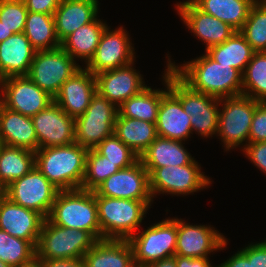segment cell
<instances>
[{
  "label": "cell",
  "mask_w": 266,
  "mask_h": 267,
  "mask_svg": "<svg viewBox=\"0 0 266 267\" xmlns=\"http://www.w3.org/2000/svg\"><path fill=\"white\" fill-rule=\"evenodd\" d=\"M169 90L191 118L192 132L207 138L218 131L220 99L193 90L169 67Z\"/></svg>",
  "instance_id": "cell-5"
},
{
  "label": "cell",
  "mask_w": 266,
  "mask_h": 267,
  "mask_svg": "<svg viewBox=\"0 0 266 267\" xmlns=\"http://www.w3.org/2000/svg\"><path fill=\"white\" fill-rule=\"evenodd\" d=\"M199 10L240 31L256 0H190Z\"/></svg>",
  "instance_id": "cell-30"
},
{
  "label": "cell",
  "mask_w": 266,
  "mask_h": 267,
  "mask_svg": "<svg viewBox=\"0 0 266 267\" xmlns=\"http://www.w3.org/2000/svg\"><path fill=\"white\" fill-rule=\"evenodd\" d=\"M23 33L37 51L61 46L56 34L54 15L28 11Z\"/></svg>",
  "instance_id": "cell-34"
},
{
  "label": "cell",
  "mask_w": 266,
  "mask_h": 267,
  "mask_svg": "<svg viewBox=\"0 0 266 267\" xmlns=\"http://www.w3.org/2000/svg\"><path fill=\"white\" fill-rule=\"evenodd\" d=\"M88 149L76 142L39 148L35 166L60 191L81 189Z\"/></svg>",
  "instance_id": "cell-2"
},
{
  "label": "cell",
  "mask_w": 266,
  "mask_h": 267,
  "mask_svg": "<svg viewBox=\"0 0 266 267\" xmlns=\"http://www.w3.org/2000/svg\"><path fill=\"white\" fill-rule=\"evenodd\" d=\"M27 14L24 0H0V21L14 34L24 32Z\"/></svg>",
  "instance_id": "cell-40"
},
{
  "label": "cell",
  "mask_w": 266,
  "mask_h": 267,
  "mask_svg": "<svg viewBox=\"0 0 266 267\" xmlns=\"http://www.w3.org/2000/svg\"><path fill=\"white\" fill-rule=\"evenodd\" d=\"M45 267H86L83 258L42 260Z\"/></svg>",
  "instance_id": "cell-47"
},
{
  "label": "cell",
  "mask_w": 266,
  "mask_h": 267,
  "mask_svg": "<svg viewBox=\"0 0 266 267\" xmlns=\"http://www.w3.org/2000/svg\"><path fill=\"white\" fill-rule=\"evenodd\" d=\"M242 151L254 165L266 174V141L243 145Z\"/></svg>",
  "instance_id": "cell-42"
},
{
  "label": "cell",
  "mask_w": 266,
  "mask_h": 267,
  "mask_svg": "<svg viewBox=\"0 0 266 267\" xmlns=\"http://www.w3.org/2000/svg\"><path fill=\"white\" fill-rule=\"evenodd\" d=\"M61 0H24L26 8L30 12L54 15Z\"/></svg>",
  "instance_id": "cell-44"
},
{
  "label": "cell",
  "mask_w": 266,
  "mask_h": 267,
  "mask_svg": "<svg viewBox=\"0 0 266 267\" xmlns=\"http://www.w3.org/2000/svg\"><path fill=\"white\" fill-rule=\"evenodd\" d=\"M253 267H266V240L253 244Z\"/></svg>",
  "instance_id": "cell-46"
},
{
  "label": "cell",
  "mask_w": 266,
  "mask_h": 267,
  "mask_svg": "<svg viewBox=\"0 0 266 267\" xmlns=\"http://www.w3.org/2000/svg\"><path fill=\"white\" fill-rule=\"evenodd\" d=\"M126 267H142L138 262L132 261L128 266Z\"/></svg>",
  "instance_id": "cell-52"
},
{
  "label": "cell",
  "mask_w": 266,
  "mask_h": 267,
  "mask_svg": "<svg viewBox=\"0 0 266 267\" xmlns=\"http://www.w3.org/2000/svg\"><path fill=\"white\" fill-rule=\"evenodd\" d=\"M145 267H177V264L175 257L172 256L169 258L158 260L157 262H153Z\"/></svg>",
  "instance_id": "cell-48"
},
{
  "label": "cell",
  "mask_w": 266,
  "mask_h": 267,
  "mask_svg": "<svg viewBox=\"0 0 266 267\" xmlns=\"http://www.w3.org/2000/svg\"><path fill=\"white\" fill-rule=\"evenodd\" d=\"M94 194L118 199L153 200L149 173L140 159L104 180Z\"/></svg>",
  "instance_id": "cell-15"
},
{
  "label": "cell",
  "mask_w": 266,
  "mask_h": 267,
  "mask_svg": "<svg viewBox=\"0 0 266 267\" xmlns=\"http://www.w3.org/2000/svg\"><path fill=\"white\" fill-rule=\"evenodd\" d=\"M256 2L266 7V0H256Z\"/></svg>",
  "instance_id": "cell-53"
},
{
  "label": "cell",
  "mask_w": 266,
  "mask_h": 267,
  "mask_svg": "<svg viewBox=\"0 0 266 267\" xmlns=\"http://www.w3.org/2000/svg\"><path fill=\"white\" fill-rule=\"evenodd\" d=\"M191 117L185 113L180 100L168 90L161 99L156 122L159 137L187 141L191 137Z\"/></svg>",
  "instance_id": "cell-22"
},
{
  "label": "cell",
  "mask_w": 266,
  "mask_h": 267,
  "mask_svg": "<svg viewBox=\"0 0 266 267\" xmlns=\"http://www.w3.org/2000/svg\"><path fill=\"white\" fill-rule=\"evenodd\" d=\"M108 25L98 17L91 23L78 28L61 42V47L73 59H83L85 65L94 56L100 37Z\"/></svg>",
  "instance_id": "cell-31"
},
{
  "label": "cell",
  "mask_w": 266,
  "mask_h": 267,
  "mask_svg": "<svg viewBox=\"0 0 266 267\" xmlns=\"http://www.w3.org/2000/svg\"><path fill=\"white\" fill-rule=\"evenodd\" d=\"M2 106H3V97H2V91H0V110Z\"/></svg>",
  "instance_id": "cell-54"
},
{
  "label": "cell",
  "mask_w": 266,
  "mask_h": 267,
  "mask_svg": "<svg viewBox=\"0 0 266 267\" xmlns=\"http://www.w3.org/2000/svg\"><path fill=\"white\" fill-rule=\"evenodd\" d=\"M45 218L38 212L22 207L6 196L0 201V230L30 241L37 246Z\"/></svg>",
  "instance_id": "cell-20"
},
{
  "label": "cell",
  "mask_w": 266,
  "mask_h": 267,
  "mask_svg": "<svg viewBox=\"0 0 266 267\" xmlns=\"http://www.w3.org/2000/svg\"><path fill=\"white\" fill-rule=\"evenodd\" d=\"M128 34L123 26L115 30L107 26L100 37L94 56L85 68L97 75L134 62L135 49Z\"/></svg>",
  "instance_id": "cell-14"
},
{
  "label": "cell",
  "mask_w": 266,
  "mask_h": 267,
  "mask_svg": "<svg viewBox=\"0 0 266 267\" xmlns=\"http://www.w3.org/2000/svg\"><path fill=\"white\" fill-rule=\"evenodd\" d=\"M120 169L95 148L89 149L86 156L85 174L81 189L94 191L104 180Z\"/></svg>",
  "instance_id": "cell-37"
},
{
  "label": "cell",
  "mask_w": 266,
  "mask_h": 267,
  "mask_svg": "<svg viewBox=\"0 0 266 267\" xmlns=\"http://www.w3.org/2000/svg\"><path fill=\"white\" fill-rule=\"evenodd\" d=\"M5 197V187L0 183V201Z\"/></svg>",
  "instance_id": "cell-51"
},
{
  "label": "cell",
  "mask_w": 266,
  "mask_h": 267,
  "mask_svg": "<svg viewBox=\"0 0 266 267\" xmlns=\"http://www.w3.org/2000/svg\"><path fill=\"white\" fill-rule=\"evenodd\" d=\"M217 267H253V243L238 250Z\"/></svg>",
  "instance_id": "cell-43"
},
{
  "label": "cell",
  "mask_w": 266,
  "mask_h": 267,
  "mask_svg": "<svg viewBox=\"0 0 266 267\" xmlns=\"http://www.w3.org/2000/svg\"><path fill=\"white\" fill-rule=\"evenodd\" d=\"M0 267H11V266L6 264L5 262L0 261Z\"/></svg>",
  "instance_id": "cell-55"
},
{
  "label": "cell",
  "mask_w": 266,
  "mask_h": 267,
  "mask_svg": "<svg viewBox=\"0 0 266 267\" xmlns=\"http://www.w3.org/2000/svg\"><path fill=\"white\" fill-rule=\"evenodd\" d=\"M184 142L157 137L140 156L144 167L183 166L190 164L194 158L187 149Z\"/></svg>",
  "instance_id": "cell-28"
},
{
  "label": "cell",
  "mask_w": 266,
  "mask_h": 267,
  "mask_svg": "<svg viewBox=\"0 0 266 267\" xmlns=\"http://www.w3.org/2000/svg\"><path fill=\"white\" fill-rule=\"evenodd\" d=\"M21 267H45V266H44V263L42 262V260L35 257L32 261H30L26 264H23Z\"/></svg>",
  "instance_id": "cell-50"
},
{
  "label": "cell",
  "mask_w": 266,
  "mask_h": 267,
  "mask_svg": "<svg viewBox=\"0 0 266 267\" xmlns=\"http://www.w3.org/2000/svg\"><path fill=\"white\" fill-rule=\"evenodd\" d=\"M97 240L87 231L60 227L44 220L36 246L40 260L80 259Z\"/></svg>",
  "instance_id": "cell-6"
},
{
  "label": "cell",
  "mask_w": 266,
  "mask_h": 267,
  "mask_svg": "<svg viewBox=\"0 0 266 267\" xmlns=\"http://www.w3.org/2000/svg\"><path fill=\"white\" fill-rule=\"evenodd\" d=\"M114 134L139 158L158 137L156 124L128 117L116 118Z\"/></svg>",
  "instance_id": "cell-29"
},
{
  "label": "cell",
  "mask_w": 266,
  "mask_h": 267,
  "mask_svg": "<svg viewBox=\"0 0 266 267\" xmlns=\"http://www.w3.org/2000/svg\"><path fill=\"white\" fill-rule=\"evenodd\" d=\"M101 239H129L138 230L153 200L95 196ZM152 202V203H151Z\"/></svg>",
  "instance_id": "cell-3"
},
{
  "label": "cell",
  "mask_w": 266,
  "mask_h": 267,
  "mask_svg": "<svg viewBox=\"0 0 266 267\" xmlns=\"http://www.w3.org/2000/svg\"><path fill=\"white\" fill-rule=\"evenodd\" d=\"M95 149L108 161L114 163L119 169L127 168L139 160L127 145H125L115 134L105 138Z\"/></svg>",
  "instance_id": "cell-39"
},
{
  "label": "cell",
  "mask_w": 266,
  "mask_h": 267,
  "mask_svg": "<svg viewBox=\"0 0 266 267\" xmlns=\"http://www.w3.org/2000/svg\"><path fill=\"white\" fill-rule=\"evenodd\" d=\"M174 257L177 267H213L209 257L190 258L180 255H174Z\"/></svg>",
  "instance_id": "cell-45"
},
{
  "label": "cell",
  "mask_w": 266,
  "mask_h": 267,
  "mask_svg": "<svg viewBox=\"0 0 266 267\" xmlns=\"http://www.w3.org/2000/svg\"><path fill=\"white\" fill-rule=\"evenodd\" d=\"M206 54L217 63L230 65L244 73L255 51L245 37L235 31L225 42L208 48Z\"/></svg>",
  "instance_id": "cell-32"
},
{
  "label": "cell",
  "mask_w": 266,
  "mask_h": 267,
  "mask_svg": "<svg viewBox=\"0 0 266 267\" xmlns=\"http://www.w3.org/2000/svg\"><path fill=\"white\" fill-rule=\"evenodd\" d=\"M59 191L34 166L29 173L5 188V196L10 201L34 210L47 219Z\"/></svg>",
  "instance_id": "cell-12"
},
{
  "label": "cell",
  "mask_w": 266,
  "mask_h": 267,
  "mask_svg": "<svg viewBox=\"0 0 266 267\" xmlns=\"http://www.w3.org/2000/svg\"><path fill=\"white\" fill-rule=\"evenodd\" d=\"M128 242L133 251V260L145 267L153 262L175 255L177 245V217L157 222L139 234L132 235Z\"/></svg>",
  "instance_id": "cell-8"
},
{
  "label": "cell",
  "mask_w": 266,
  "mask_h": 267,
  "mask_svg": "<svg viewBox=\"0 0 266 267\" xmlns=\"http://www.w3.org/2000/svg\"><path fill=\"white\" fill-rule=\"evenodd\" d=\"M39 148L65 146L75 142V118L53 102L32 117Z\"/></svg>",
  "instance_id": "cell-16"
},
{
  "label": "cell",
  "mask_w": 266,
  "mask_h": 267,
  "mask_svg": "<svg viewBox=\"0 0 266 267\" xmlns=\"http://www.w3.org/2000/svg\"><path fill=\"white\" fill-rule=\"evenodd\" d=\"M48 219L60 227L87 231L96 240H100L94 191L83 189L59 191Z\"/></svg>",
  "instance_id": "cell-4"
},
{
  "label": "cell",
  "mask_w": 266,
  "mask_h": 267,
  "mask_svg": "<svg viewBox=\"0 0 266 267\" xmlns=\"http://www.w3.org/2000/svg\"><path fill=\"white\" fill-rule=\"evenodd\" d=\"M242 95L266 102V52H255L242 74Z\"/></svg>",
  "instance_id": "cell-35"
},
{
  "label": "cell",
  "mask_w": 266,
  "mask_h": 267,
  "mask_svg": "<svg viewBox=\"0 0 266 267\" xmlns=\"http://www.w3.org/2000/svg\"><path fill=\"white\" fill-rule=\"evenodd\" d=\"M0 138L7 146L25 148L33 152L39 149L32 118L4 106L0 110Z\"/></svg>",
  "instance_id": "cell-25"
},
{
  "label": "cell",
  "mask_w": 266,
  "mask_h": 267,
  "mask_svg": "<svg viewBox=\"0 0 266 267\" xmlns=\"http://www.w3.org/2000/svg\"><path fill=\"white\" fill-rule=\"evenodd\" d=\"M2 145H3V143H2L1 138H0V148H1Z\"/></svg>",
  "instance_id": "cell-56"
},
{
  "label": "cell",
  "mask_w": 266,
  "mask_h": 267,
  "mask_svg": "<svg viewBox=\"0 0 266 267\" xmlns=\"http://www.w3.org/2000/svg\"><path fill=\"white\" fill-rule=\"evenodd\" d=\"M117 115L118 107L96 92L86 111L75 118V142L94 149L114 134Z\"/></svg>",
  "instance_id": "cell-10"
},
{
  "label": "cell",
  "mask_w": 266,
  "mask_h": 267,
  "mask_svg": "<svg viewBox=\"0 0 266 267\" xmlns=\"http://www.w3.org/2000/svg\"><path fill=\"white\" fill-rule=\"evenodd\" d=\"M36 49L24 33L13 34L0 43V80L27 76Z\"/></svg>",
  "instance_id": "cell-23"
},
{
  "label": "cell",
  "mask_w": 266,
  "mask_h": 267,
  "mask_svg": "<svg viewBox=\"0 0 266 267\" xmlns=\"http://www.w3.org/2000/svg\"><path fill=\"white\" fill-rule=\"evenodd\" d=\"M61 46L51 50L36 51L28 77L52 97L63 83L81 66Z\"/></svg>",
  "instance_id": "cell-11"
},
{
  "label": "cell",
  "mask_w": 266,
  "mask_h": 267,
  "mask_svg": "<svg viewBox=\"0 0 266 267\" xmlns=\"http://www.w3.org/2000/svg\"><path fill=\"white\" fill-rule=\"evenodd\" d=\"M14 33L8 30L3 23L0 21V43L5 41L8 37L12 36Z\"/></svg>",
  "instance_id": "cell-49"
},
{
  "label": "cell",
  "mask_w": 266,
  "mask_h": 267,
  "mask_svg": "<svg viewBox=\"0 0 266 267\" xmlns=\"http://www.w3.org/2000/svg\"><path fill=\"white\" fill-rule=\"evenodd\" d=\"M95 93V76L81 67L63 83L54 102L70 117L77 118L86 111Z\"/></svg>",
  "instance_id": "cell-21"
},
{
  "label": "cell",
  "mask_w": 266,
  "mask_h": 267,
  "mask_svg": "<svg viewBox=\"0 0 266 267\" xmlns=\"http://www.w3.org/2000/svg\"><path fill=\"white\" fill-rule=\"evenodd\" d=\"M260 102L245 95L220 99L217 136L226 151L248 144L249 132L256 106Z\"/></svg>",
  "instance_id": "cell-7"
},
{
  "label": "cell",
  "mask_w": 266,
  "mask_h": 267,
  "mask_svg": "<svg viewBox=\"0 0 266 267\" xmlns=\"http://www.w3.org/2000/svg\"><path fill=\"white\" fill-rule=\"evenodd\" d=\"M163 80L164 90L147 86L118 107L117 117L136 118L156 124L162 96L169 90V67L165 69Z\"/></svg>",
  "instance_id": "cell-26"
},
{
  "label": "cell",
  "mask_w": 266,
  "mask_h": 267,
  "mask_svg": "<svg viewBox=\"0 0 266 267\" xmlns=\"http://www.w3.org/2000/svg\"><path fill=\"white\" fill-rule=\"evenodd\" d=\"M35 166V152L13 146L0 148V183L6 188L29 173Z\"/></svg>",
  "instance_id": "cell-33"
},
{
  "label": "cell",
  "mask_w": 266,
  "mask_h": 267,
  "mask_svg": "<svg viewBox=\"0 0 266 267\" xmlns=\"http://www.w3.org/2000/svg\"><path fill=\"white\" fill-rule=\"evenodd\" d=\"M227 240L214 227L191 225L177 218V245L175 255L198 258L209 257L208 254L224 250Z\"/></svg>",
  "instance_id": "cell-17"
},
{
  "label": "cell",
  "mask_w": 266,
  "mask_h": 267,
  "mask_svg": "<svg viewBox=\"0 0 266 267\" xmlns=\"http://www.w3.org/2000/svg\"><path fill=\"white\" fill-rule=\"evenodd\" d=\"M3 106L27 117H33L54 102L28 76H11L0 80Z\"/></svg>",
  "instance_id": "cell-13"
},
{
  "label": "cell",
  "mask_w": 266,
  "mask_h": 267,
  "mask_svg": "<svg viewBox=\"0 0 266 267\" xmlns=\"http://www.w3.org/2000/svg\"><path fill=\"white\" fill-rule=\"evenodd\" d=\"M36 257V247L27 240L0 230V261L11 267H21Z\"/></svg>",
  "instance_id": "cell-36"
},
{
  "label": "cell",
  "mask_w": 266,
  "mask_h": 267,
  "mask_svg": "<svg viewBox=\"0 0 266 267\" xmlns=\"http://www.w3.org/2000/svg\"><path fill=\"white\" fill-rule=\"evenodd\" d=\"M175 6L191 33L206 44L205 50L222 44L235 32L225 22L199 10L190 0L177 3Z\"/></svg>",
  "instance_id": "cell-19"
},
{
  "label": "cell",
  "mask_w": 266,
  "mask_h": 267,
  "mask_svg": "<svg viewBox=\"0 0 266 267\" xmlns=\"http://www.w3.org/2000/svg\"><path fill=\"white\" fill-rule=\"evenodd\" d=\"M239 32L255 52H266V7L255 2Z\"/></svg>",
  "instance_id": "cell-38"
},
{
  "label": "cell",
  "mask_w": 266,
  "mask_h": 267,
  "mask_svg": "<svg viewBox=\"0 0 266 267\" xmlns=\"http://www.w3.org/2000/svg\"><path fill=\"white\" fill-rule=\"evenodd\" d=\"M134 62L95 76L96 92L119 107L125 100L139 94L145 84L142 74L132 66Z\"/></svg>",
  "instance_id": "cell-18"
},
{
  "label": "cell",
  "mask_w": 266,
  "mask_h": 267,
  "mask_svg": "<svg viewBox=\"0 0 266 267\" xmlns=\"http://www.w3.org/2000/svg\"><path fill=\"white\" fill-rule=\"evenodd\" d=\"M167 57L166 66L193 90L217 99L242 95V73L230 65L217 63L206 53L180 66Z\"/></svg>",
  "instance_id": "cell-1"
},
{
  "label": "cell",
  "mask_w": 266,
  "mask_h": 267,
  "mask_svg": "<svg viewBox=\"0 0 266 267\" xmlns=\"http://www.w3.org/2000/svg\"><path fill=\"white\" fill-rule=\"evenodd\" d=\"M149 173L150 191L157 194L189 195L211 184L210 178L201 172L196 160L183 166L145 167Z\"/></svg>",
  "instance_id": "cell-9"
},
{
  "label": "cell",
  "mask_w": 266,
  "mask_h": 267,
  "mask_svg": "<svg viewBox=\"0 0 266 267\" xmlns=\"http://www.w3.org/2000/svg\"><path fill=\"white\" fill-rule=\"evenodd\" d=\"M98 0H61L54 13L60 43L83 25L93 22L99 11Z\"/></svg>",
  "instance_id": "cell-24"
},
{
  "label": "cell",
  "mask_w": 266,
  "mask_h": 267,
  "mask_svg": "<svg viewBox=\"0 0 266 267\" xmlns=\"http://www.w3.org/2000/svg\"><path fill=\"white\" fill-rule=\"evenodd\" d=\"M86 267H126L133 261L128 239H101L83 256Z\"/></svg>",
  "instance_id": "cell-27"
},
{
  "label": "cell",
  "mask_w": 266,
  "mask_h": 267,
  "mask_svg": "<svg viewBox=\"0 0 266 267\" xmlns=\"http://www.w3.org/2000/svg\"><path fill=\"white\" fill-rule=\"evenodd\" d=\"M266 141V102H260L252 118L248 143Z\"/></svg>",
  "instance_id": "cell-41"
}]
</instances>
